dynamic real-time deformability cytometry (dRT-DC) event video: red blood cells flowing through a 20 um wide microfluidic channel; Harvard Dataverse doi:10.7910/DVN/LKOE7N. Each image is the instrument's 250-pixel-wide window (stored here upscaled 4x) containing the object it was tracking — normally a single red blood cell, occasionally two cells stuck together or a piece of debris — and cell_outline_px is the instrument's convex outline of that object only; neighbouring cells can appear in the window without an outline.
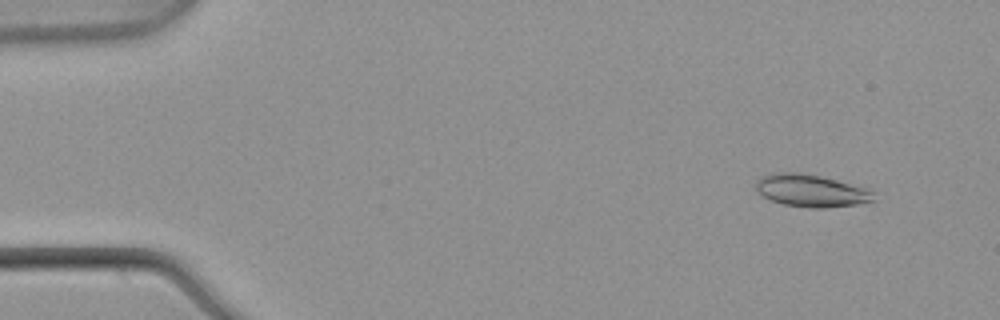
{"species": "common noctule bat (a hibernating species)", "species_latin": "Nyctalus noctula", "temperature_condition": "warm", "stored_images_in_passage": 50, "camera_frame_rate_fps": 3000, "um_per_image_px": 0.085, "animal": {"sex": "male", "body_mass_g": 21.5, "forearm_length_mm": 52.0}, "frame": {"image": 1, "passage_image": 2, "time_ms": 0.333, "image_size_px": [1000, 320], "cell_outline_px": [[876, 200], [856, 204], [824, 208], [808, 208], [784, 204], [772, 200], [764, 196], [756, 188], [756, 180], [768, 172], [800, 172], [820, 176], [836, 180], [864, 188], [872, 192]], "centroid_in_image_um": [68.9, 16.2], "position_along_channel_um": 16.1, "area_um2": 22.02}}
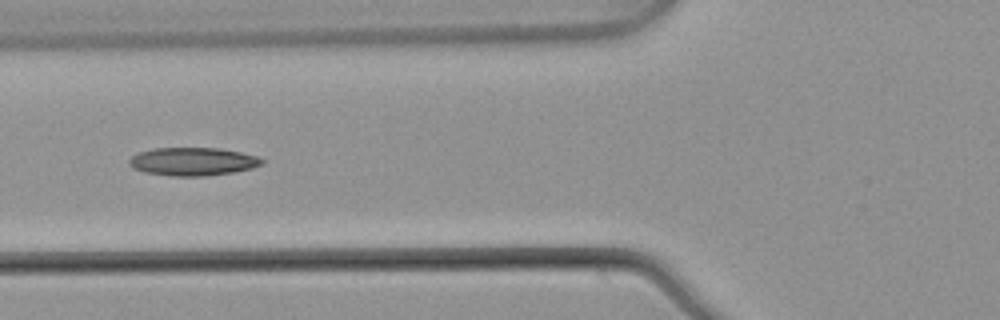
{"frame": {"image": 2, "passage_image": 18, "time_ms": 5.667, "image_size_px": [1000, 320], "cell_outline_px": [[264, 164], [252, 168], [232, 172], [208, 176], [172, 176], [144, 172], [132, 168], [128, 164], [128, 160], [132, 156], [140, 152], [156, 148], [220, 148], [240, 152], [256, 156], [264, 160]], "centroid_in_image_um": [16.38, 13.73], "position_along_channel_um": 109.4, "area_um2": 21.79}}
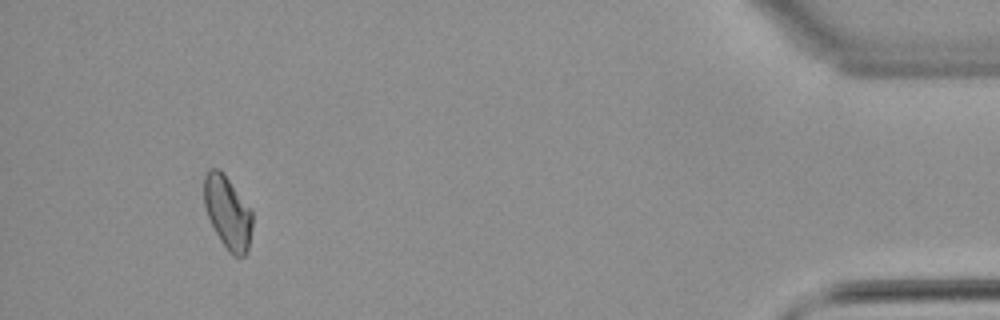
{"frame": {"image": 3, "passage_image": 47, "time_ms": 15.333, "image_size_px": [1000, 320], "cell_outline_px": [[252, 228], [248, 252], [244, 256], [232, 256], [228, 252], [220, 240], [208, 216], [204, 204], [204, 176], [208, 168], [220, 168], [224, 172], [252, 208]], "centroid_in_image_um": [19.37, 18.03], "position_along_channel_um": 415.8, "area_um2": 20.98}, "authors_computed_cell_mechanics": {"area_um2": 21.0103, "velocity_mm_per_s": 3.8781, "shape_relaxation_time_tau1_ms": null, "shape_relaxation_time_tau2_ms": 6.7783, "deformation_change_tau1": null, "deformation_change_tau2": 0.1303}}